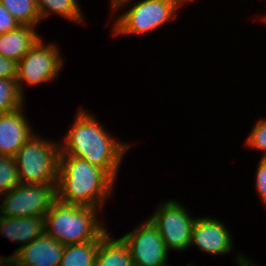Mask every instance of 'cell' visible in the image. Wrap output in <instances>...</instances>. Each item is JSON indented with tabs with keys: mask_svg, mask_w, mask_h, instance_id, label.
<instances>
[{
	"mask_svg": "<svg viewBox=\"0 0 266 266\" xmlns=\"http://www.w3.org/2000/svg\"><path fill=\"white\" fill-rule=\"evenodd\" d=\"M121 1H123V0H110V4H108L109 5V7H111L109 10H112L119 2H121ZM111 5V6H110Z\"/></svg>",
	"mask_w": 266,
	"mask_h": 266,
	"instance_id": "cell-26",
	"label": "cell"
},
{
	"mask_svg": "<svg viewBox=\"0 0 266 266\" xmlns=\"http://www.w3.org/2000/svg\"><path fill=\"white\" fill-rule=\"evenodd\" d=\"M1 218H2V212H1V206H0V221H1Z\"/></svg>",
	"mask_w": 266,
	"mask_h": 266,
	"instance_id": "cell-31",
	"label": "cell"
},
{
	"mask_svg": "<svg viewBox=\"0 0 266 266\" xmlns=\"http://www.w3.org/2000/svg\"><path fill=\"white\" fill-rule=\"evenodd\" d=\"M51 139L34 133L15 154L20 183L57 185L60 142Z\"/></svg>",
	"mask_w": 266,
	"mask_h": 266,
	"instance_id": "cell-5",
	"label": "cell"
},
{
	"mask_svg": "<svg viewBox=\"0 0 266 266\" xmlns=\"http://www.w3.org/2000/svg\"><path fill=\"white\" fill-rule=\"evenodd\" d=\"M184 266H194L193 263L189 262L188 264H185ZM196 266V265H195ZM198 266V265H197Z\"/></svg>",
	"mask_w": 266,
	"mask_h": 266,
	"instance_id": "cell-30",
	"label": "cell"
},
{
	"mask_svg": "<svg viewBox=\"0 0 266 266\" xmlns=\"http://www.w3.org/2000/svg\"><path fill=\"white\" fill-rule=\"evenodd\" d=\"M261 21L264 22L262 24L266 25V15L265 14L261 17Z\"/></svg>",
	"mask_w": 266,
	"mask_h": 266,
	"instance_id": "cell-28",
	"label": "cell"
},
{
	"mask_svg": "<svg viewBox=\"0 0 266 266\" xmlns=\"http://www.w3.org/2000/svg\"><path fill=\"white\" fill-rule=\"evenodd\" d=\"M20 183L15 157L0 154V196Z\"/></svg>",
	"mask_w": 266,
	"mask_h": 266,
	"instance_id": "cell-20",
	"label": "cell"
},
{
	"mask_svg": "<svg viewBox=\"0 0 266 266\" xmlns=\"http://www.w3.org/2000/svg\"><path fill=\"white\" fill-rule=\"evenodd\" d=\"M258 165V166H257ZM257 169L255 171V191L258 198L262 200L264 206L266 205V158H261L256 164Z\"/></svg>",
	"mask_w": 266,
	"mask_h": 266,
	"instance_id": "cell-22",
	"label": "cell"
},
{
	"mask_svg": "<svg viewBox=\"0 0 266 266\" xmlns=\"http://www.w3.org/2000/svg\"><path fill=\"white\" fill-rule=\"evenodd\" d=\"M116 238L108 229L100 235L94 266H134L127 243L122 237Z\"/></svg>",
	"mask_w": 266,
	"mask_h": 266,
	"instance_id": "cell-15",
	"label": "cell"
},
{
	"mask_svg": "<svg viewBox=\"0 0 266 266\" xmlns=\"http://www.w3.org/2000/svg\"><path fill=\"white\" fill-rule=\"evenodd\" d=\"M16 78H0V115L13 112L25 105Z\"/></svg>",
	"mask_w": 266,
	"mask_h": 266,
	"instance_id": "cell-19",
	"label": "cell"
},
{
	"mask_svg": "<svg viewBox=\"0 0 266 266\" xmlns=\"http://www.w3.org/2000/svg\"><path fill=\"white\" fill-rule=\"evenodd\" d=\"M0 3L21 25L38 27L42 22L36 0H0Z\"/></svg>",
	"mask_w": 266,
	"mask_h": 266,
	"instance_id": "cell-18",
	"label": "cell"
},
{
	"mask_svg": "<svg viewBox=\"0 0 266 266\" xmlns=\"http://www.w3.org/2000/svg\"><path fill=\"white\" fill-rule=\"evenodd\" d=\"M75 115L64 138L59 140L60 155L82 158L104 169L116 181L131 143L108 132L88 109L80 107Z\"/></svg>",
	"mask_w": 266,
	"mask_h": 266,
	"instance_id": "cell-1",
	"label": "cell"
},
{
	"mask_svg": "<svg viewBox=\"0 0 266 266\" xmlns=\"http://www.w3.org/2000/svg\"><path fill=\"white\" fill-rule=\"evenodd\" d=\"M63 251V244L44 233L16 254L29 266H60Z\"/></svg>",
	"mask_w": 266,
	"mask_h": 266,
	"instance_id": "cell-13",
	"label": "cell"
},
{
	"mask_svg": "<svg viewBox=\"0 0 266 266\" xmlns=\"http://www.w3.org/2000/svg\"><path fill=\"white\" fill-rule=\"evenodd\" d=\"M18 62L0 55V78H16Z\"/></svg>",
	"mask_w": 266,
	"mask_h": 266,
	"instance_id": "cell-24",
	"label": "cell"
},
{
	"mask_svg": "<svg viewBox=\"0 0 266 266\" xmlns=\"http://www.w3.org/2000/svg\"><path fill=\"white\" fill-rule=\"evenodd\" d=\"M59 49L56 43L46 44L41 37L18 62L16 80L19 91L24 97L27 86L35 87L58 79L59 73L65 65L63 64L65 57H62Z\"/></svg>",
	"mask_w": 266,
	"mask_h": 266,
	"instance_id": "cell-6",
	"label": "cell"
},
{
	"mask_svg": "<svg viewBox=\"0 0 266 266\" xmlns=\"http://www.w3.org/2000/svg\"><path fill=\"white\" fill-rule=\"evenodd\" d=\"M116 181L102 168L78 157L60 155L57 200L65 204L104 208Z\"/></svg>",
	"mask_w": 266,
	"mask_h": 266,
	"instance_id": "cell-2",
	"label": "cell"
},
{
	"mask_svg": "<svg viewBox=\"0 0 266 266\" xmlns=\"http://www.w3.org/2000/svg\"><path fill=\"white\" fill-rule=\"evenodd\" d=\"M23 105L19 109L0 115V154L14 157L36 130L30 125ZM35 131V132H34Z\"/></svg>",
	"mask_w": 266,
	"mask_h": 266,
	"instance_id": "cell-11",
	"label": "cell"
},
{
	"mask_svg": "<svg viewBox=\"0 0 266 266\" xmlns=\"http://www.w3.org/2000/svg\"><path fill=\"white\" fill-rule=\"evenodd\" d=\"M4 266H29L25 263L16 253L9 255L8 257L5 256V263Z\"/></svg>",
	"mask_w": 266,
	"mask_h": 266,
	"instance_id": "cell-25",
	"label": "cell"
},
{
	"mask_svg": "<svg viewBox=\"0 0 266 266\" xmlns=\"http://www.w3.org/2000/svg\"><path fill=\"white\" fill-rule=\"evenodd\" d=\"M100 243L96 240L64 246L60 266H94Z\"/></svg>",
	"mask_w": 266,
	"mask_h": 266,
	"instance_id": "cell-17",
	"label": "cell"
},
{
	"mask_svg": "<svg viewBox=\"0 0 266 266\" xmlns=\"http://www.w3.org/2000/svg\"><path fill=\"white\" fill-rule=\"evenodd\" d=\"M183 1H184L186 4H188V3L190 4L191 2H192V3H195V1H197V0H183Z\"/></svg>",
	"mask_w": 266,
	"mask_h": 266,
	"instance_id": "cell-29",
	"label": "cell"
},
{
	"mask_svg": "<svg viewBox=\"0 0 266 266\" xmlns=\"http://www.w3.org/2000/svg\"><path fill=\"white\" fill-rule=\"evenodd\" d=\"M248 149L259 150L263 154L261 158H266V117L262 116L254 123L250 133L244 141Z\"/></svg>",
	"mask_w": 266,
	"mask_h": 266,
	"instance_id": "cell-21",
	"label": "cell"
},
{
	"mask_svg": "<svg viewBox=\"0 0 266 266\" xmlns=\"http://www.w3.org/2000/svg\"><path fill=\"white\" fill-rule=\"evenodd\" d=\"M99 210L102 213L101 209L56 200L44 215L45 234L64 246L96 240L107 229L105 220L98 218Z\"/></svg>",
	"mask_w": 266,
	"mask_h": 266,
	"instance_id": "cell-3",
	"label": "cell"
},
{
	"mask_svg": "<svg viewBox=\"0 0 266 266\" xmlns=\"http://www.w3.org/2000/svg\"><path fill=\"white\" fill-rule=\"evenodd\" d=\"M41 21L55 14L68 21L84 25L85 17L78 0H36Z\"/></svg>",
	"mask_w": 266,
	"mask_h": 266,
	"instance_id": "cell-16",
	"label": "cell"
},
{
	"mask_svg": "<svg viewBox=\"0 0 266 266\" xmlns=\"http://www.w3.org/2000/svg\"><path fill=\"white\" fill-rule=\"evenodd\" d=\"M21 24L0 3V35L16 30Z\"/></svg>",
	"mask_w": 266,
	"mask_h": 266,
	"instance_id": "cell-23",
	"label": "cell"
},
{
	"mask_svg": "<svg viewBox=\"0 0 266 266\" xmlns=\"http://www.w3.org/2000/svg\"><path fill=\"white\" fill-rule=\"evenodd\" d=\"M146 219L121 236L127 243L134 266H172L168 262L170 252L157 227Z\"/></svg>",
	"mask_w": 266,
	"mask_h": 266,
	"instance_id": "cell-9",
	"label": "cell"
},
{
	"mask_svg": "<svg viewBox=\"0 0 266 266\" xmlns=\"http://www.w3.org/2000/svg\"><path fill=\"white\" fill-rule=\"evenodd\" d=\"M5 256H0V266H4Z\"/></svg>",
	"mask_w": 266,
	"mask_h": 266,
	"instance_id": "cell-27",
	"label": "cell"
},
{
	"mask_svg": "<svg viewBox=\"0 0 266 266\" xmlns=\"http://www.w3.org/2000/svg\"><path fill=\"white\" fill-rule=\"evenodd\" d=\"M45 233L44 216L41 217H5L0 221V236L20 244L13 253L28 245L35 238Z\"/></svg>",
	"mask_w": 266,
	"mask_h": 266,
	"instance_id": "cell-12",
	"label": "cell"
},
{
	"mask_svg": "<svg viewBox=\"0 0 266 266\" xmlns=\"http://www.w3.org/2000/svg\"><path fill=\"white\" fill-rule=\"evenodd\" d=\"M231 230L220 219L213 216H199L192 228L191 243L211 256H226L233 252Z\"/></svg>",
	"mask_w": 266,
	"mask_h": 266,
	"instance_id": "cell-10",
	"label": "cell"
},
{
	"mask_svg": "<svg viewBox=\"0 0 266 266\" xmlns=\"http://www.w3.org/2000/svg\"><path fill=\"white\" fill-rule=\"evenodd\" d=\"M36 28L21 25L16 30L0 35V55L19 62L42 37Z\"/></svg>",
	"mask_w": 266,
	"mask_h": 266,
	"instance_id": "cell-14",
	"label": "cell"
},
{
	"mask_svg": "<svg viewBox=\"0 0 266 266\" xmlns=\"http://www.w3.org/2000/svg\"><path fill=\"white\" fill-rule=\"evenodd\" d=\"M179 202L175 199L163 200L148 217L157 227L169 252L190 249L192 228L197 218Z\"/></svg>",
	"mask_w": 266,
	"mask_h": 266,
	"instance_id": "cell-7",
	"label": "cell"
},
{
	"mask_svg": "<svg viewBox=\"0 0 266 266\" xmlns=\"http://www.w3.org/2000/svg\"><path fill=\"white\" fill-rule=\"evenodd\" d=\"M129 3L131 7L127 6ZM185 5L183 0H138L137 3L134 0H123L110 11V17L115 20L110 18L114 23L111 33L116 37L152 33L175 20L180 8ZM125 6L129 9H125ZM123 9L127 11L121 13ZM117 12L121 14L116 17Z\"/></svg>",
	"mask_w": 266,
	"mask_h": 266,
	"instance_id": "cell-4",
	"label": "cell"
},
{
	"mask_svg": "<svg viewBox=\"0 0 266 266\" xmlns=\"http://www.w3.org/2000/svg\"><path fill=\"white\" fill-rule=\"evenodd\" d=\"M56 186L53 184H22L0 196L2 216L41 217L57 200Z\"/></svg>",
	"mask_w": 266,
	"mask_h": 266,
	"instance_id": "cell-8",
	"label": "cell"
}]
</instances>
